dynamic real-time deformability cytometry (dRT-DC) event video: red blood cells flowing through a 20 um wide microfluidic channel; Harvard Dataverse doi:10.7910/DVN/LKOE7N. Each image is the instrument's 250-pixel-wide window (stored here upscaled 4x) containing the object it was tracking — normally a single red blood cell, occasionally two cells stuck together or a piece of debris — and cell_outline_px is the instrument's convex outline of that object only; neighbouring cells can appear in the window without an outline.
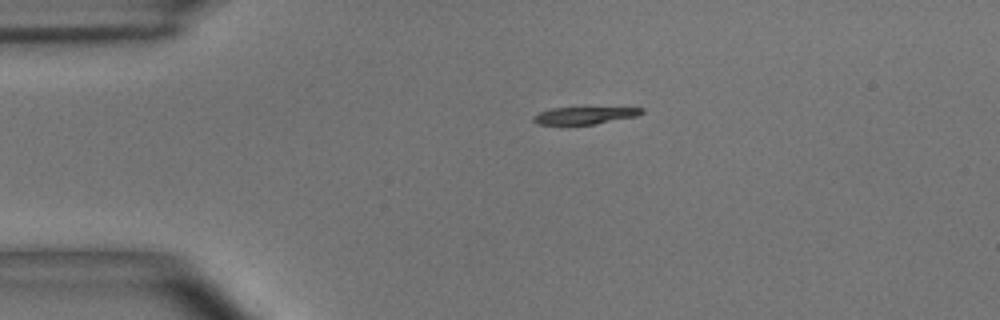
{"species": "common noctule bat (a hibernating species)", "species_latin": "Nyctalus noctula", "temperature_condition": "room temperature", "stored_images_in_passage": 2, "camera_frame_rate_fps": 3000, "um_per_image_px": 0.085, "animal": {"sex": "male", "body_mass_g": 15.6}, "frame": {"image": 1, "passage_image": 1, "time_ms": 0.0, "image_size_px": [1000, 320], "cell_outline_px": [[644, 112], [636, 116], [596, 124], [536, 124], [532, 120], [532, 116], [540, 112], [552, 108], [644, 108]], "centroid_in_image_um": [49.65, 9.82], "position_along_channel_um": 35.4, "area_um2": 10.64}}